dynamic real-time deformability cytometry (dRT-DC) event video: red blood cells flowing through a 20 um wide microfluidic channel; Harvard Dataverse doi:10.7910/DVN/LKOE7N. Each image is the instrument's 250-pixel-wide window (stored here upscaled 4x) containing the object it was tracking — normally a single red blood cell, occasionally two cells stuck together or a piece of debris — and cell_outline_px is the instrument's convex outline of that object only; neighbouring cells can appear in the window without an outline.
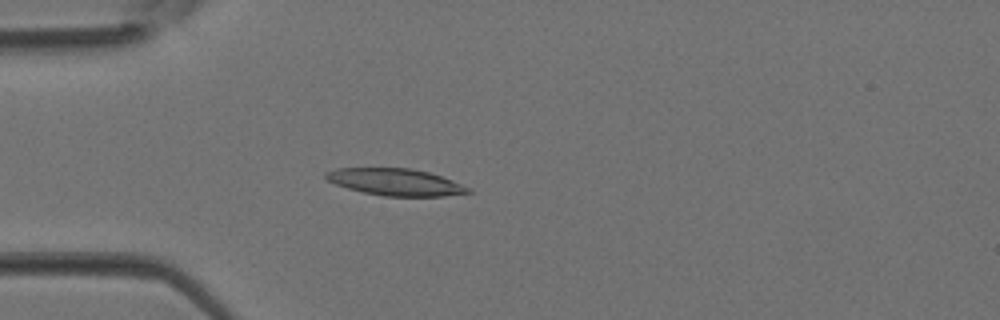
{"species": "Egyptian fruit bat (a non-hibernating species)", "species_latin": "Rousettus aegyptiacus", "temperature_condition": "room temperature", "stored_images_in_passage": 3, "camera_frame_rate_fps": 3000, "um_per_image_px": 0.085, "animal": {"sex": "female"}, "frame": {"image": 1, "passage_image": 3, "time_ms": 0.667, "image_size_px": [1000, 320], "cell_outline_px": [[472, 192], [444, 196], [384, 196], [364, 192], [348, 188], [336, 184], [328, 180], [324, 176], [324, 172], [336, 168], [412, 168], [428, 172], [452, 180], [472, 188]], "centroid_in_image_um": [33.63, 15.47], "position_along_channel_um": 51.4, "area_um2": 22.25}}